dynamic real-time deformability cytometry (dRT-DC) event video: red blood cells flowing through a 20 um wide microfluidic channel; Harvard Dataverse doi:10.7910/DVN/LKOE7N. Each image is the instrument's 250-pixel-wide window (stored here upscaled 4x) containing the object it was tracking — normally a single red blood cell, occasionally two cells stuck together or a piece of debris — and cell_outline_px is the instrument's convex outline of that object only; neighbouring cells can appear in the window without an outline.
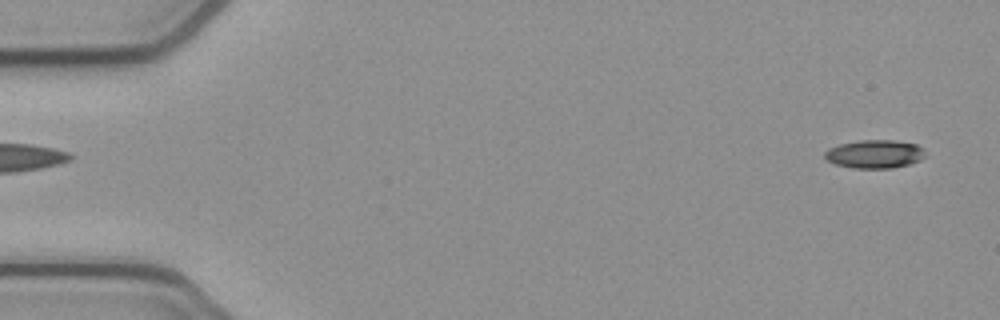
{"species": "common noctule bat (a hibernating species)", "species_latin": "Nyctalus noctula", "temperature_condition": "cold", "stored_images_in_passage": 52, "camera_frame_rate_fps": 3000, "um_per_image_px": 0.085, "animal": {"sex": "female", "body_mass_g": 21.9}, "frame": {"image": 1, "passage_image": 2, "time_ms": 0.333, "image_size_px": [1000, 320], "cell_outline_px": [[924, 156], [920, 160], [908, 164], [892, 168], [856, 168], [836, 164], [828, 160], [824, 156], [824, 152], [828, 148], [840, 144], [860, 140], [892, 140], [916, 144], [924, 148]], "centroid_in_image_um": [74.35, 13.08], "position_along_channel_um": 10.7, "area_um2": 16.47}}
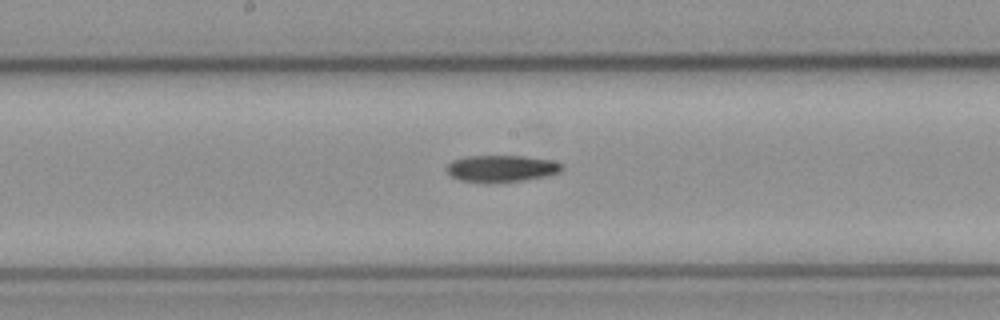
{"frame": {"image": 2, "passage_image": 27, "time_ms": 8.667, "image_size_px": [1000, 320], "cell_outline_px": [[564, 168], [560, 172], [544, 176], [524, 180], [488, 184], [484, 184], [460, 180], [452, 176], [444, 168], [452, 160], [464, 156], [524, 156], [552, 160], [564, 164]], "centroid_in_image_um": [42.6, 14.33], "position_along_channel_um": 205.6, "area_um2": 18.38}}
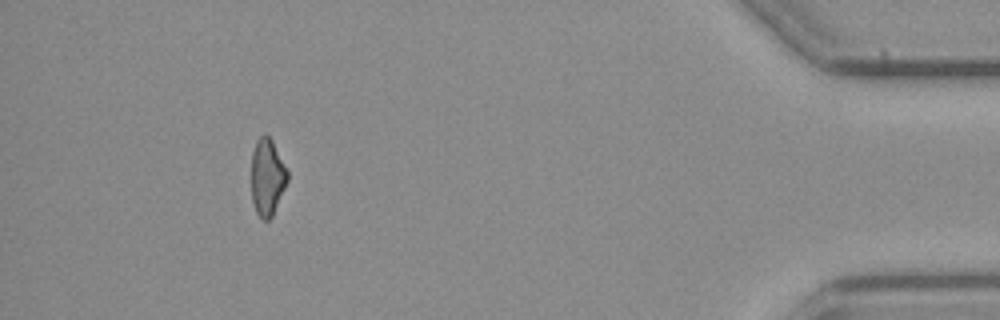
{"frame": {"image": 3, "passage_image": 48, "time_ms": 15.667, "image_size_px": [1000, 320], "cell_outline_px": [[288, 180], [272, 216], [268, 220], [260, 220], [256, 212], [252, 200], [252, 152], [256, 140], [264, 132], [272, 140], [288, 172]], "centroid_in_image_um": [22.71, 15.06], "position_along_channel_um": 412.5, "area_um2": 16.13}}